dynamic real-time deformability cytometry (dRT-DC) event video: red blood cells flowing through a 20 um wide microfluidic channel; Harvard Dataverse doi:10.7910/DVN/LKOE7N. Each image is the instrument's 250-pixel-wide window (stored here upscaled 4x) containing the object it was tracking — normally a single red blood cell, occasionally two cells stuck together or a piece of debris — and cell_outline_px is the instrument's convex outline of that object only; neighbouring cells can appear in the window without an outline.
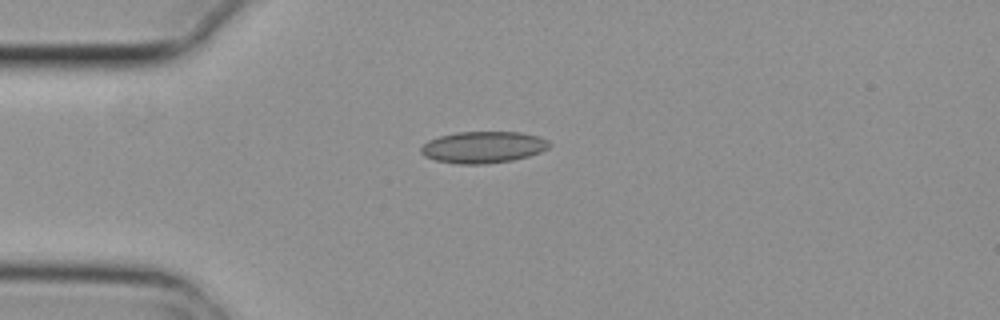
{"species": "common noctule bat (a hibernating species)", "species_latin": "Nyctalus noctula", "temperature_condition": "cold", "stored_images_in_passage": 4, "camera_frame_rate_fps": 3000, "um_per_image_px": 0.085, "animal": {"sex": "female", "body_mass_g": 29.2, "forearm_length_mm": 56.3}, "frame": {"image": 1, "passage_image": 4, "time_ms": 1.0, "image_size_px": [1000, 320], "cell_outline_px": [[552, 144], [548, 148], [540, 152], [528, 156], [512, 160], [484, 164], [460, 164], [436, 160], [424, 156], [420, 152], [420, 148], [428, 140], [440, 136], [456, 132], [520, 132], [536, 136], [548, 140]], "centroid_in_image_um": [41.06, 12.51], "position_along_channel_um": 43.9, "area_um2": 23.58}}